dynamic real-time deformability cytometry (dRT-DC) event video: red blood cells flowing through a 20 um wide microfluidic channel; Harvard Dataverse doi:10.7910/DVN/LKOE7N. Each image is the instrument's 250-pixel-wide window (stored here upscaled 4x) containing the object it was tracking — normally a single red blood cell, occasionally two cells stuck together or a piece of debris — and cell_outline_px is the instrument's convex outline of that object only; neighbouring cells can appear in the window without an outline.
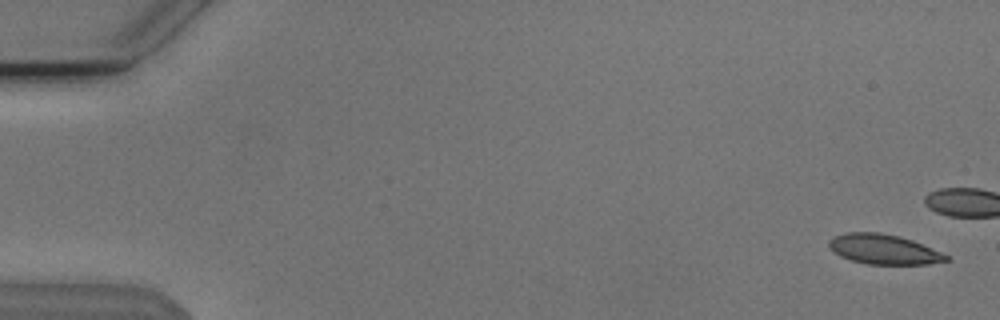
{"species": "Egyptian fruit bat (a non-hibernating species)", "species_latin": "Rousettus aegyptiacus", "temperature_condition": "cold", "stored_images_in_passage": 9, "camera_frame_rate_fps": 3000, "um_per_image_px": 0.085, "animal": {"sex": "male"}, "frame": {"image": 1, "passage_image": 1, "time_ms": 0.0, "image_size_px": [1000, 320], "cell_outline_px": [[952, 260], [928, 264], [868, 264], [852, 260], [840, 256], [828, 248], [828, 240], [832, 236], [844, 232], [880, 232], [900, 236], [912, 240], [940, 252], [948, 256]], "centroid_in_image_um": [75.07, 21.18], "position_along_channel_um": 9.9, "area_um2": 20.52}}
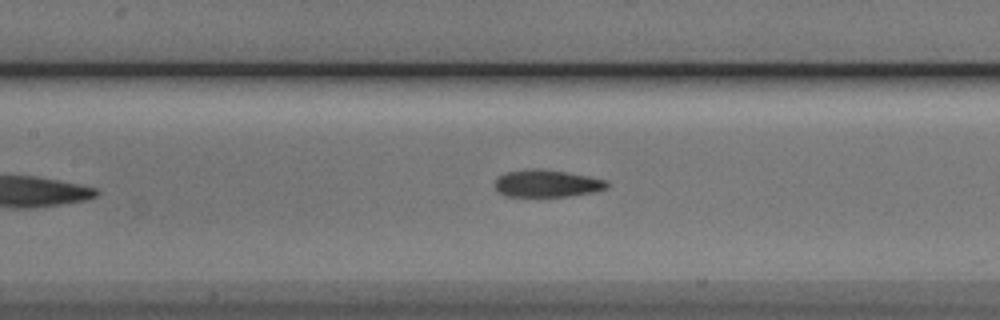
{"frame": {"image": 2, "passage_image": 8, "time_ms": 2.333, "image_size_px": [1000, 320], "cell_outline_px": [[608, 188], [592, 192], [568, 196], [504, 196], [496, 192], [492, 184], [496, 176], [504, 172], [532, 168], [536, 168], [564, 172], [588, 176], [604, 180], [608, 184]], "centroid_in_image_um": [46.36, 15.59], "position_along_channel_um": 161.0, "area_um2": 17.98}}
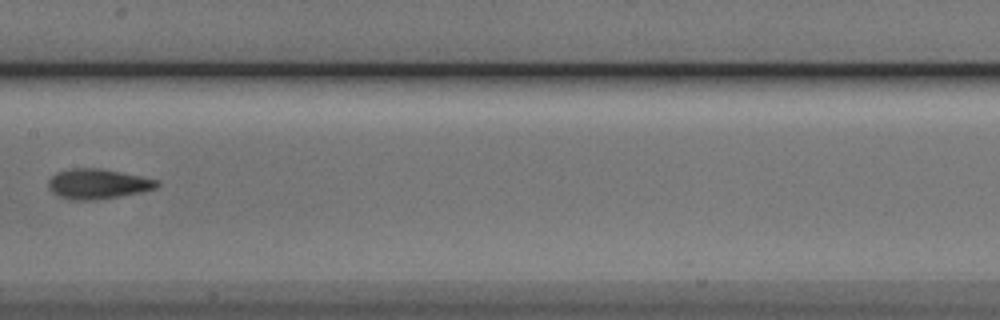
{"frame": {"image": 3, "passage_image": 9, "time_ms": 2.667, "image_size_px": [1000, 320], "cell_outline_px": [[160, 184], [156, 188], [140, 192], [120, 196], [96, 200], [68, 200], [52, 192], [48, 188], [48, 180], [56, 172], [72, 168], [100, 168], [160, 180]], "centroid_in_image_um": [8.3, 15.63], "position_along_channel_um": 199.1, "area_um2": 19.07}}